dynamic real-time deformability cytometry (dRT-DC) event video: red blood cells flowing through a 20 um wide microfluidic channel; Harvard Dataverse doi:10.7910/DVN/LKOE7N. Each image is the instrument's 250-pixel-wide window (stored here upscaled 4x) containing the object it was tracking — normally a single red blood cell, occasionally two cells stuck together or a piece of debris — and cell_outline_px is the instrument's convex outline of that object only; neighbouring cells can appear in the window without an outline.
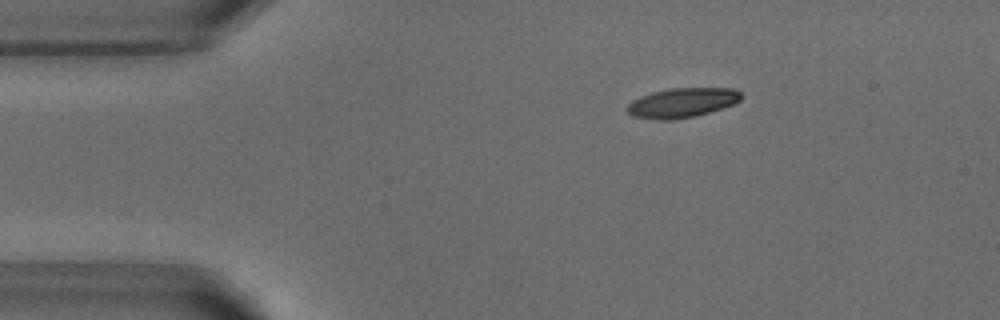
{"species": "common noctule bat (a hibernating species)", "species_latin": "Nyctalus noctula", "temperature_condition": "warm", "stored_images_in_passage": 46, "camera_frame_rate_fps": 3000, "um_per_image_px": 0.085, "animal": {"sex": "male", "body_mass_g": 18.8}, "frame": {"image": 1, "passage_image": 2, "time_ms": 0.333, "image_size_px": [1000, 320], "cell_outline_px": [[740, 100], [732, 104], [708, 112], [692, 116], [672, 120], [660, 120], [632, 116], [624, 108], [632, 100], [640, 96], [652, 92], [672, 88], [732, 88], [740, 92]], "centroid_in_image_um": [57.91, 8.73], "position_along_channel_um": 27.1, "area_um2": 19.42}}
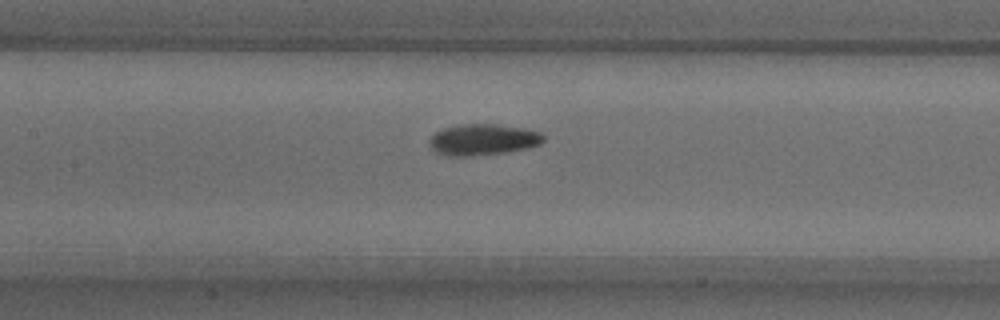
{"frame": {"image": 2, "passage_image": 17, "time_ms": 5.333, "image_size_px": [1000, 320], "cell_outline_px": [[544, 140], [540, 144], [528, 148], [508, 152], [472, 156], [448, 156], [436, 152], [428, 144], [428, 140], [436, 132], [444, 128], [460, 124], [496, 124], [520, 128], [540, 132], [544, 136]], "centroid_in_image_um": [41.03, 11.88], "position_along_channel_um": 166.4, "area_um2": 20.75}}
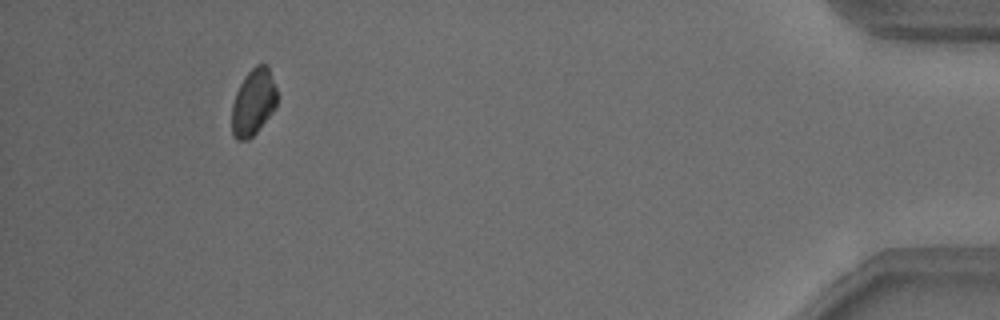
{"frame": {"image": 3, "passage_image": 42, "time_ms": 13.667, "image_size_px": [1000, 320], "cell_outline_px": [[276, 108], [256, 132], [248, 140], [236, 140], [232, 136], [232, 104], [236, 92], [244, 76], [256, 64], [268, 64], [276, 88]], "centroid_in_image_um": [21.53, 8.68], "position_along_channel_um": 413.7, "area_um2": 17.63}, "authors_computed_cell_mechanics": {"area_um2": 19.4208, "velocity_mm_per_s": 3.7967, "shape_relaxation_time_tau1_ms": 3.11, "shape_relaxation_time_tau2_ms": 2.2817, "deformation_change_tau1": 0.1527, "deformation_change_tau2": 0.052}}